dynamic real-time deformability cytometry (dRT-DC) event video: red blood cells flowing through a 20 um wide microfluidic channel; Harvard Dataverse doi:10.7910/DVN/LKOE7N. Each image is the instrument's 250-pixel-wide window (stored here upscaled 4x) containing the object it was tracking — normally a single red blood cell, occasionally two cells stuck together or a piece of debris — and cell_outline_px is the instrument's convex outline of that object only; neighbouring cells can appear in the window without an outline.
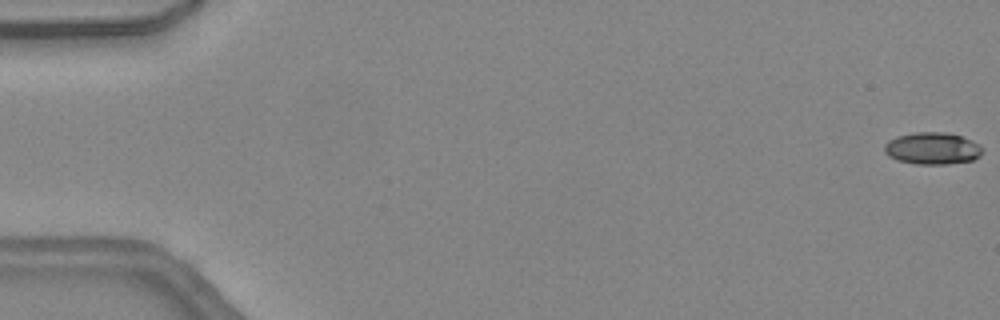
{"species": "common noctule bat (a hibernating species)", "species_latin": "Nyctalus noctula", "temperature_condition": "warm", "stored_images_in_passage": 47, "camera_frame_rate_fps": 3000, "um_per_image_px": 0.085, "animal": {"sex": "female", "body_mass_g": 24.6, "forearm_length_mm": 56.2}, "frame": {"image": 1, "passage_image": 1, "time_ms": 0.0, "image_size_px": [1000, 320], "cell_outline_px": [[980, 156], [972, 160], [948, 164], [916, 164], [896, 160], [888, 156], [884, 152], [884, 144], [888, 140], [896, 136], [916, 132], [944, 132], [960, 136], [972, 140], [980, 148]], "centroid_in_image_um": [79.18, 12.61], "position_along_channel_um": 5.8, "area_um2": 18.21}}
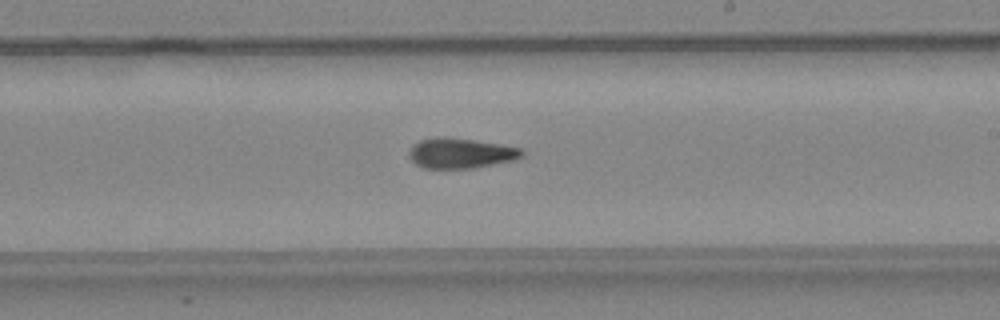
{"frame": {"image": 2, "passage_image": 28, "time_ms": 9.0, "image_size_px": [1000, 320], "cell_outline_px": [[524, 156], [512, 160], [476, 168], [424, 168], [416, 164], [408, 156], [408, 152], [412, 144], [420, 140], [472, 140], [500, 144], [520, 148], [524, 152]], "centroid_in_image_um": [39.18, 13.07], "position_along_channel_um": 249.8, "area_um2": 19.07}}
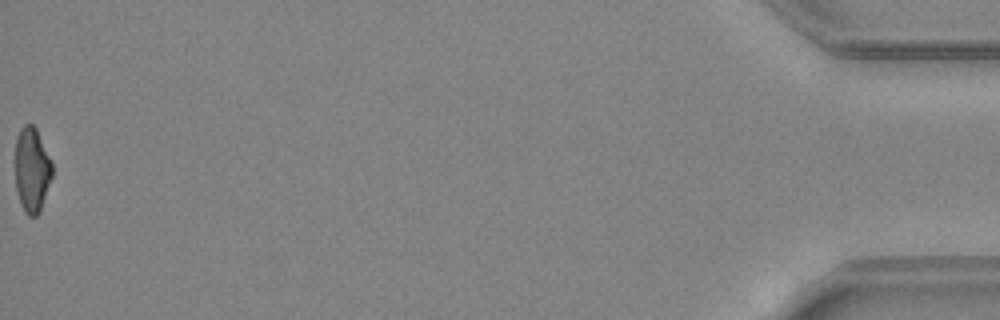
{"frame": {"image": 3, "passage_image": 47, "time_ms": 15.333, "image_size_px": [1000, 320], "cell_outline_px": [[52, 176], [40, 212], [36, 216], [28, 216], [24, 212], [20, 204], [16, 188], [16, 136], [20, 128], [24, 124], [32, 124], [36, 128], [52, 164]], "centroid_in_image_um": [2.7, 14.45], "position_along_channel_um": 432.5, "area_um2": 18.21}, "authors_computed_cell_mechanics": {"area_um2": 19.1318, "velocity_mm_per_s": 4.5217, "shape_relaxation_time_tau1_ms": 10.4547, "shape_relaxation_time_tau2_ms": 3.6254, "deformation_change_tau1": 0.2996, "deformation_change_tau2": 0.1408}}